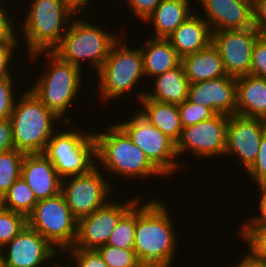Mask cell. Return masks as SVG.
<instances>
[{
    "label": "cell",
    "mask_w": 266,
    "mask_h": 267,
    "mask_svg": "<svg viewBox=\"0 0 266 267\" xmlns=\"http://www.w3.org/2000/svg\"><path fill=\"white\" fill-rule=\"evenodd\" d=\"M137 202L134 251L144 267H173L179 241L170 209L158 199Z\"/></svg>",
    "instance_id": "6da1fadb"
},
{
    "label": "cell",
    "mask_w": 266,
    "mask_h": 267,
    "mask_svg": "<svg viewBox=\"0 0 266 267\" xmlns=\"http://www.w3.org/2000/svg\"><path fill=\"white\" fill-rule=\"evenodd\" d=\"M108 125L103 132L93 133L96 165L101 170L104 169L109 176L125 177L129 181L152 176L166 178L117 123Z\"/></svg>",
    "instance_id": "7a4b0ae2"
},
{
    "label": "cell",
    "mask_w": 266,
    "mask_h": 267,
    "mask_svg": "<svg viewBox=\"0 0 266 267\" xmlns=\"http://www.w3.org/2000/svg\"><path fill=\"white\" fill-rule=\"evenodd\" d=\"M46 55L48 67L41 72L38 79L33 82L29 90L47 107L64 121L65 126L73 125L71 123L70 112L72 102L79 96V89L83 88L82 69L78 66L62 60L53 51H41L33 53L30 56L31 62L37 60V57ZM34 60V61H33ZM50 66V67H49ZM67 114V115H66ZM66 115V117H65ZM65 117V119L63 118ZM69 116V117H68ZM63 118V119H62Z\"/></svg>",
    "instance_id": "3957f363"
},
{
    "label": "cell",
    "mask_w": 266,
    "mask_h": 267,
    "mask_svg": "<svg viewBox=\"0 0 266 267\" xmlns=\"http://www.w3.org/2000/svg\"><path fill=\"white\" fill-rule=\"evenodd\" d=\"M19 96L10 116L14 149L25 154L43 153L50 138L58 131L55 125L65 123L29 89Z\"/></svg>",
    "instance_id": "277c9868"
},
{
    "label": "cell",
    "mask_w": 266,
    "mask_h": 267,
    "mask_svg": "<svg viewBox=\"0 0 266 267\" xmlns=\"http://www.w3.org/2000/svg\"><path fill=\"white\" fill-rule=\"evenodd\" d=\"M20 27L28 56L53 51L77 13L66 0H31ZM28 50V51H27Z\"/></svg>",
    "instance_id": "5b68a950"
},
{
    "label": "cell",
    "mask_w": 266,
    "mask_h": 267,
    "mask_svg": "<svg viewBox=\"0 0 266 267\" xmlns=\"http://www.w3.org/2000/svg\"><path fill=\"white\" fill-rule=\"evenodd\" d=\"M119 38V35L109 33L98 24L82 20V18H73L61 43L53 52L62 60L81 69H83V60L85 64L89 61V65L94 67L97 73L107 59L113 44Z\"/></svg>",
    "instance_id": "8992f818"
},
{
    "label": "cell",
    "mask_w": 266,
    "mask_h": 267,
    "mask_svg": "<svg viewBox=\"0 0 266 267\" xmlns=\"http://www.w3.org/2000/svg\"><path fill=\"white\" fill-rule=\"evenodd\" d=\"M113 44L110 53L103 63L101 69L96 73L99 81V99L107 104L128 94L133 87L138 85L145 77L143 69V58L140 48H129L122 38ZM125 43V44H124ZM139 82V83H138Z\"/></svg>",
    "instance_id": "52a82bcc"
},
{
    "label": "cell",
    "mask_w": 266,
    "mask_h": 267,
    "mask_svg": "<svg viewBox=\"0 0 266 267\" xmlns=\"http://www.w3.org/2000/svg\"><path fill=\"white\" fill-rule=\"evenodd\" d=\"M74 126H71L70 130L59 129L50 138L43 152L61 179L86 174L96 166V141L93 130L86 133Z\"/></svg>",
    "instance_id": "ba28073f"
},
{
    "label": "cell",
    "mask_w": 266,
    "mask_h": 267,
    "mask_svg": "<svg viewBox=\"0 0 266 267\" xmlns=\"http://www.w3.org/2000/svg\"><path fill=\"white\" fill-rule=\"evenodd\" d=\"M27 225L39 232L61 254L76 240L78 220L70 211L64 195L38 200Z\"/></svg>",
    "instance_id": "9c48e42d"
},
{
    "label": "cell",
    "mask_w": 266,
    "mask_h": 267,
    "mask_svg": "<svg viewBox=\"0 0 266 267\" xmlns=\"http://www.w3.org/2000/svg\"><path fill=\"white\" fill-rule=\"evenodd\" d=\"M116 123L165 176H172L181 168L182 164L179 163L181 160L176 159V143L148 122L138 111L132 113L131 119Z\"/></svg>",
    "instance_id": "30bf717a"
},
{
    "label": "cell",
    "mask_w": 266,
    "mask_h": 267,
    "mask_svg": "<svg viewBox=\"0 0 266 267\" xmlns=\"http://www.w3.org/2000/svg\"><path fill=\"white\" fill-rule=\"evenodd\" d=\"M104 174L106 172L96 165L86 174L62 179L61 193L77 220L89 216L112 199L114 185Z\"/></svg>",
    "instance_id": "8fae6325"
},
{
    "label": "cell",
    "mask_w": 266,
    "mask_h": 267,
    "mask_svg": "<svg viewBox=\"0 0 266 267\" xmlns=\"http://www.w3.org/2000/svg\"><path fill=\"white\" fill-rule=\"evenodd\" d=\"M228 122L229 116L216 114L211 119L182 128L180 138L176 142L177 159L186 152L193 154L196 159L223 157Z\"/></svg>",
    "instance_id": "7c38bea8"
},
{
    "label": "cell",
    "mask_w": 266,
    "mask_h": 267,
    "mask_svg": "<svg viewBox=\"0 0 266 267\" xmlns=\"http://www.w3.org/2000/svg\"><path fill=\"white\" fill-rule=\"evenodd\" d=\"M139 197H133L131 200L121 201V203L110 200L89 216L79 219L76 240L71 248L97 250L99 247L106 245L120 219L140 199H143L142 196Z\"/></svg>",
    "instance_id": "4fadbf2b"
},
{
    "label": "cell",
    "mask_w": 266,
    "mask_h": 267,
    "mask_svg": "<svg viewBox=\"0 0 266 267\" xmlns=\"http://www.w3.org/2000/svg\"><path fill=\"white\" fill-rule=\"evenodd\" d=\"M59 256L63 258L54 246L28 225L0 249V260L6 267H43Z\"/></svg>",
    "instance_id": "5bb4252c"
},
{
    "label": "cell",
    "mask_w": 266,
    "mask_h": 267,
    "mask_svg": "<svg viewBox=\"0 0 266 267\" xmlns=\"http://www.w3.org/2000/svg\"><path fill=\"white\" fill-rule=\"evenodd\" d=\"M261 36L255 28L220 30L212 32V44L217 48L228 75H248L256 40Z\"/></svg>",
    "instance_id": "9a60e30c"
},
{
    "label": "cell",
    "mask_w": 266,
    "mask_h": 267,
    "mask_svg": "<svg viewBox=\"0 0 266 267\" xmlns=\"http://www.w3.org/2000/svg\"><path fill=\"white\" fill-rule=\"evenodd\" d=\"M265 128L266 120L239 115L229 116L224 157H237L241 168L246 171L255 162L259 153Z\"/></svg>",
    "instance_id": "2e32d148"
},
{
    "label": "cell",
    "mask_w": 266,
    "mask_h": 267,
    "mask_svg": "<svg viewBox=\"0 0 266 267\" xmlns=\"http://www.w3.org/2000/svg\"><path fill=\"white\" fill-rule=\"evenodd\" d=\"M188 99L216 114L236 115V77L228 75L190 84Z\"/></svg>",
    "instance_id": "e0dca14e"
},
{
    "label": "cell",
    "mask_w": 266,
    "mask_h": 267,
    "mask_svg": "<svg viewBox=\"0 0 266 267\" xmlns=\"http://www.w3.org/2000/svg\"><path fill=\"white\" fill-rule=\"evenodd\" d=\"M211 32L253 26L252 0H197Z\"/></svg>",
    "instance_id": "ac0fdd59"
},
{
    "label": "cell",
    "mask_w": 266,
    "mask_h": 267,
    "mask_svg": "<svg viewBox=\"0 0 266 267\" xmlns=\"http://www.w3.org/2000/svg\"><path fill=\"white\" fill-rule=\"evenodd\" d=\"M21 176L34 192L37 200L51 198L61 192L62 179L43 153L25 154Z\"/></svg>",
    "instance_id": "d6986e66"
},
{
    "label": "cell",
    "mask_w": 266,
    "mask_h": 267,
    "mask_svg": "<svg viewBox=\"0 0 266 267\" xmlns=\"http://www.w3.org/2000/svg\"><path fill=\"white\" fill-rule=\"evenodd\" d=\"M196 13L194 10V13L166 38L181 58L201 51L212 42L209 24L202 18L201 13Z\"/></svg>",
    "instance_id": "ffe728a7"
},
{
    "label": "cell",
    "mask_w": 266,
    "mask_h": 267,
    "mask_svg": "<svg viewBox=\"0 0 266 267\" xmlns=\"http://www.w3.org/2000/svg\"><path fill=\"white\" fill-rule=\"evenodd\" d=\"M151 92L140 91L136 97L140 101L145 95L148 99L162 103L179 105L188 98L189 80L186 78L185 70L180 63L177 67L155 76ZM142 92V93H141Z\"/></svg>",
    "instance_id": "44dd1931"
},
{
    "label": "cell",
    "mask_w": 266,
    "mask_h": 267,
    "mask_svg": "<svg viewBox=\"0 0 266 267\" xmlns=\"http://www.w3.org/2000/svg\"><path fill=\"white\" fill-rule=\"evenodd\" d=\"M236 83V115L266 120V79L248 74Z\"/></svg>",
    "instance_id": "7402d4cb"
},
{
    "label": "cell",
    "mask_w": 266,
    "mask_h": 267,
    "mask_svg": "<svg viewBox=\"0 0 266 267\" xmlns=\"http://www.w3.org/2000/svg\"><path fill=\"white\" fill-rule=\"evenodd\" d=\"M181 63L190 84L228 76L221 55L212 42L201 51L183 56Z\"/></svg>",
    "instance_id": "603a6c76"
},
{
    "label": "cell",
    "mask_w": 266,
    "mask_h": 267,
    "mask_svg": "<svg viewBox=\"0 0 266 267\" xmlns=\"http://www.w3.org/2000/svg\"><path fill=\"white\" fill-rule=\"evenodd\" d=\"M190 0H161L153 13L146 19L154 29L153 38H167L179 25L193 14Z\"/></svg>",
    "instance_id": "cb8c5ba5"
},
{
    "label": "cell",
    "mask_w": 266,
    "mask_h": 267,
    "mask_svg": "<svg viewBox=\"0 0 266 267\" xmlns=\"http://www.w3.org/2000/svg\"><path fill=\"white\" fill-rule=\"evenodd\" d=\"M140 49L145 78H154L181 63V57L165 38H149Z\"/></svg>",
    "instance_id": "d4e9b609"
},
{
    "label": "cell",
    "mask_w": 266,
    "mask_h": 267,
    "mask_svg": "<svg viewBox=\"0 0 266 267\" xmlns=\"http://www.w3.org/2000/svg\"><path fill=\"white\" fill-rule=\"evenodd\" d=\"M141 109H136L148 122L158 128L175 143L179 140L182 125L178 105L148 99L140 100Z\"/></svg>",
    "instance_id": "484cf974"
},
{
    "label": "cell",
    "mask_w": 266,
    "mask_h": 267,
    "mask_svg": "<svg viewBox=\"0 0 266 267\" xmlns=\"http://www.w3.org/2000/svg\"><path fill=\"white\" fill-rule=\"evenodd\" d=\"M37 202L34 192L20 176L0 200V205L27 218L32 213Z\"/></svg>",
    "instance_id": "4316f807"
},
{
    "label": "cell",
    "mask_w": 266,
    "mask_h": 267,
    "mask_svg": "<svg viewBox=\"0 0 266 267\" xmlns=\"http://www.w3.org/2000/svg\"><path fill=\"white\" fill-rule=\"evenodd\" d=\"M24 156L25 153L16 149L0 154V200L21 176Z\"/></svg>",
    "instance_id": "83f0119b"
},
{
    "label": "cell",
    "mask_w": 266,
    "mask_h": 267,
    "mask_svg": "<svg viewBox=\"0 0 266 267\" xmlns=\"http://www.w3.org/2000/svg\"><path fill=\"white\" fill-rule=\"evenodd\" d=\"M137 219V203L120 219L112 231L106 245L122 249H134V238Z\"/></svg>",
    "instance_id": "f1b7e54d"
},
{
    "label": "cell",
    "mask_w": 266,
    "mask_h": 267,
    "mask_svg": "<svg viewBox=\"0 0 266 267\" xmlns=\"http://www.w3.org/2000/svg\"><path fill=\"white\" fill-rule=\"evenodd\" d=\"M27 225V218L0 205V249Z\"/></svg>",
    "instance_id": "f546056e"
},
{
    "label": "cell",
    "mask_w": 266,
    "mask_h": 267,
    "mask_svg": "<svg viewBox=\"0 0 266 267\" xmlns=\"http://www.w3.org/2000/svg\"><path fill=\"white\" fill-rule=\"evenodd\" d=\"M108 267H144L138 260L134 249H122L104 245L97 249Z\"/></svg>",
    "instance_id": "4dcf8cb0"
},
{
    "label": "cell",
    "mask_w": 266,
    "mask_h": 267,
    "mask_svg": "<svg viewBox=\"0 0 266 267\" xmlns=\"http://www.w3.org/2000/svg\"><path fill=\"white\" fill-rule=\"evenodd\" d=\"M182 128L211 119L216 113L207 107L191 102L188 98L178 105Z\"/></svg>",
    "instance_id": "1f68e13d"
},
{
    "label": "cell",
    "mask_w": 266,
    "mask_h": 267,
    "mask_svg": "<svg viewBox=\"0 0 266 267\" xmlns=\"http://www.w3.org/2000/svg\"><path fill=\"white\" fill-rule=\"evenodd\" d=\"M238 234L248 251L266 260V227H241Z\"/></svg>",
    "instance_id": "d6a6232c"
},
{
    "label": "cell",
    "mask_w": 266,
    "mask_h": 267,
    "mask_svg": "<svg viewBox=\"0 0 266 267\" xmlns=\"http://www.w3.org/2000/svg\"><path fill=\"white\" fill-rule=\"evenodd\" d=\"M69 252V253H68ZM74 263L71 267H108L97 250L69 248L62 253Z\"/></svg>",
    "instance_id": "836d02e7"
},
{
    "label": "cell",
    "mask_w": 266,
    "mask_h": 267,
    "mask_svg": "<svg viewBox=\"0 0 266 267\" xmlns=\"http://www.w3.org/2000/svg\"><path fill=\"white\" fill-rule=\"evenodd\" d=\"M5 2V0H3ZM0 0V44H19V38L17 35L16 18L14 19L10 12L11 8L8 10L3 6L4 2ZM9 13V14H8ZM16 27V29H15ZM16 31V33H15ZM18 38V39H17Z\"/></svg>",
    "instance_id": "e575fe53"
},
{
    "label": "cell",
    "mask_w": 266,
    "mask_h": 267,
    "mask_svg": "<svg viewBox=\"0 0 266 267\" xmlns=\"http://www.w3.org/2000/svg\"><path fill=\"white\" fill-rule=\"evenodd\" d=\"M14 77H7L0 79V120L10 119L13 111L16 95L15 94V82Z\"/></svg>",
    "instance_id": "d590c367"
},
{
    "label": "cell",
    "mask_w": 266,
    "mask_h": 267,
    "mask_svg": "<svg viewBox=\"0 0 266 267\" xmlns=\"http://www.w3.org/2000/svg\"><path fill=\"white\" fill-rule=\"evenodd\" d=\"M248 177L260 186L266 180V128L262 135L259 153L255 162L246 170Z\"/></svg>",
    "instance_id": "8d00e7d4"
},
{
    "label": "cell",
    "mask_w": 266,
    "mask_h": 267,
    "mask_svg": "<svg viewBox=\"0 0 266 267\" xmlns=\"http://www.w3.org/2000/svg\"><path fill=\"white\" fill-rule=\"evenodd\" d=\"M249 74L266 79V39L262 35L253 47Z\"/></svg>",
    "instance_id": "74e56055"
},
{
    "label": "cell",
    "mask_w": 266,
    "mask_h": 267,
    "mask_svg": "<svg viewBox=\"0 0 266 267\" xmlns=\"http://www.w3.org/2000/svg\"><path fill=\"white\" fill-rule=\"evenodd\" d=\"M129 6V11L143 22L153 13L161 0H124Z\"/></svg>",
    "instance_id": "f35d334b"
},
{
    "label": "cell",
    "mask_w": 266,
    "mask_h": 267,
    "mask_svg": "<svg viewBox=\"0 0 266 267\" xmlns=\"http://www.w3.org/2000/svg\"><path fill=\"white\" fill-rule=\"evenodd\" d=\"M16 47H19L18 44H0V79L13 77L11 74V70L13 69L11 63L14 60L13 56L16 55L13 54L15 53Z\"/></svg>",
    "instance_id": "ab89813d"
},
{
    "label": "cell",
    "mask_w": 266,
    "mask_h": 267,
    "mask_svg": "<svg viewBox=\"0 0 266 267\" xmlns=\"http://www.w3.org/2000/svg\"><path fill=\"white\" fill-rule=\"evenodd\" d=\"M258 189V192L260 194L258 195V198H260V200L258 201V214H261H256L255 216H253L252 214V217H249L248 221L244 220V223L242 221V224L240 225L241 227H266V192L260 186H258Z\"/></svg>",
    "instance_id": "60d3db41"
},
{
    "label": "cell",
    "mask_w": 266,
    "mask_h": 267,
    "mask_svg": "<svg viewBox=\"0 0 266 267\" xmlns=\"http://www.w3.org/2000/svg\"><path fill=\"white\" fill-rule=\"evenodd\" d=\"M253 26L262 35L266 32V0H252Z\"/></svg>",
    "instance_id": "b9f144b4"
},
{
    "label": "cell",
    "mask_w": 266,
    "mask_h": 267,
    "mask_svg": "<svg viewBox=\"0 0 266 267\" xmlns=\"http://www.w3.org/2000/svg\"><path fill=\"white\" fill-rule=\"evenodd\" d=\"M14 149L10 119L0 120V154Z\"/></svg>",
    "instance_id": "7bdbcfd3"
},
{
    "label": "cell",
    "mask_w": 266,
    "mask_h": 267,
    "mask_svg": "<svg viewBox=\"0 0 266 267\" xmlns=\"http://www.w3.org/2000/svg\"><path fill=\"white\" fill-rule=\"evenodd\" d=\"M249 253V254H248ZM244 254L243 259L238 261L233 267H266V260L254 255L251 251ZM231 266V267H232Z\"/></svg>",
    "instance_id": "ee69618b"
},
{
    "label": "cell",
    "mask_w": 266,
    "mask_h": 267,
    "mask_svg": "<svg viewBox=\"0 0 266 267\" xmlns=\"http://www.w3.org/2000/svg\"><path fill=\"white\" fill-rule=\"evenodd\" d=\"M69 5L77 12L79 13V16L81 15V11H86L88 8V4H90V0H66ZM93 2V0H91Z\"/></svg>",
    "instance_id": "f6af8a7d"
},
{
    "label": "cell",
    "mask_w": 266,
    "mask_h": 267,
    "mask_svg": "<svg viewBox=\"0 0 266 267\" xmlns=\"http://www.w3.org/2000/svg\"><path fill=\"white\" fill-rule=\"evenodd\" d=\"M51 265H52V266H51ZM50 266H51V267H64V266H62L61 263L59 264V262H57V263L55 262V264H54V262H53V264H50Z\"/></svg>",
    "instance_id": "bcb514c9"
},
{
    "label": "cell",
    "mask_w": 266,
    "mask_h": 267,
    "mask_svg": "<svg viewBox=\"0 0 266 267\" xmlns=\"http://www.w3.org/2000/svg\"><path fill=\"white\" fill-rule=\"evenodd\" d=\"M260 187L266 192V180L260 185Z\"/></svg>",
    "instance_id": "7dc6e473"
},
{
    "label": "cell",
    "mask_w": 266,
    "mask_h": 267,
    "mask_svg": "<svg viewBox=\"0 0 266 267\" xmlns=\"http://www.w3.org/2000/svg\"><path fill=\"white\" fill-rule=\"evenodd\" d=\"M0 267H6V265L0 260Z\"/></svg>",
    "instance_id": "c3c4849f"
},
{
    "label": "cell",
    "mask_w": 266,
    "mask_h": 267,
    "mask_svg": "<svg viewBox=\"0 0 266 267\" xmlns=\"http://www.w3.org/2000/svg\"><path fill=\"white\" fill-rule=\"evenodd\" d=\"M262 36L266 39V32L262 34Z\"/></svg>",
    "instance_id": "681fc988"
}]
</instances>
